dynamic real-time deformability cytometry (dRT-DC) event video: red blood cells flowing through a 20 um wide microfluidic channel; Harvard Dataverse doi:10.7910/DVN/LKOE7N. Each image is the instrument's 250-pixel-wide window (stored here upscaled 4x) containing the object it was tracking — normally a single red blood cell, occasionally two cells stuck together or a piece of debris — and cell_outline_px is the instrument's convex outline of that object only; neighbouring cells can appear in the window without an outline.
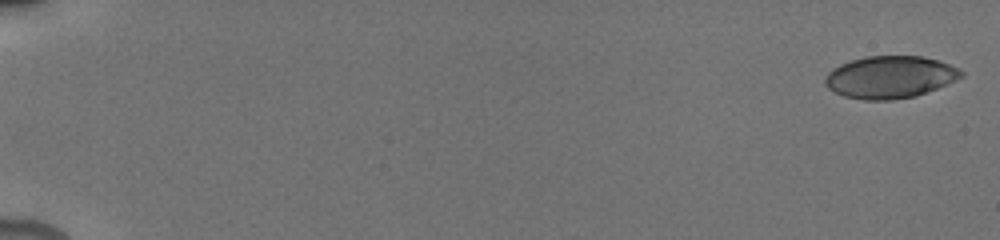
{"species": "human", "species_latin": "Homo sapiens", "temperature_condition": "cold", "stored_images_in_passage": 34, "camera_frame_rate_fps": 3000, "um_per_image_px": 0.085, "donor": {"sex": "male"}, "frame": {"image": 1, "passage_image": 1, "time_ms": 0.0, "image_size_px": [1000, 240], "cell_outline_px": [[964, 76], [956, 80], [916, 96], [892, 100], [864, 100], [844, 96], [828, 88], [824, 84], [824, 80], [828, 72], [832, 68], [840, 64], [864, 56], [924, 56], [960, 68], [964, 72]], "centroid_in_image_um": [75.65, 6.55], "position_along_channel_um": 9.4, "area_um2": 33.58}}
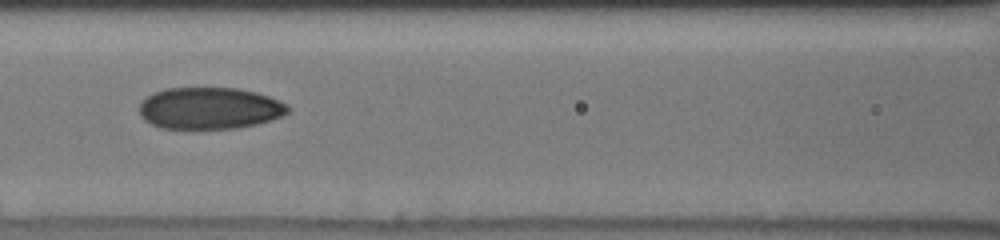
{"frame": {"image": 2, "passage_image": 13, "time_ms": 8.667, "image_size_px": [1000, 240], "cell_outline_px": [[288, 112], [284, 116], [272, 120], [240, 128], [160, 128], [144, 120], [140, 116], [140, 104], [152, 92], [164, 88], [236, 88], [256, 92], [268, 96], [288, 104]], "centroid_in_image_um": [17.82, 9.2], "position_along_channel_um": 148.8, "area_um2": 36.24}}
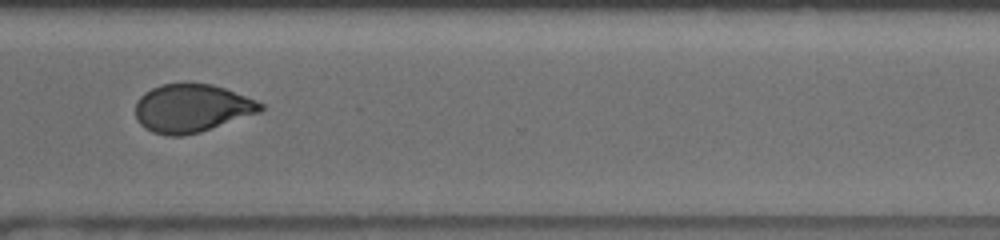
{"frame": {"image": 3, "passage_image": 25, "time_ms": 14.0, "image_size_px": [1000, 240], "cell_outline_px": [[264, 108], [260, 112], [200, 132], [180, 136], [168, 136], [152, 132], [144, 128], [136, 120], [136, 100], [144, 92], [160, 84], [212, 84], [224, 88], [256, 100], [264, 104]], "centroid_in_image_um": [16.27, 9.21], "position_along_channel_um": 354.3, "area_um2": 35.03}, "authors_computed_cell_mechanics": {"area_um2": 35.1713, "velocity_mm_per_s": 3.8692, "shape_relaxation_time_tau1_ms": 5.691, "shape_relaxation_time_tau2_ms": 2.0933, "deformation_change_tau1": 0.1479, "deformation_change_tau2": 0.0623}}